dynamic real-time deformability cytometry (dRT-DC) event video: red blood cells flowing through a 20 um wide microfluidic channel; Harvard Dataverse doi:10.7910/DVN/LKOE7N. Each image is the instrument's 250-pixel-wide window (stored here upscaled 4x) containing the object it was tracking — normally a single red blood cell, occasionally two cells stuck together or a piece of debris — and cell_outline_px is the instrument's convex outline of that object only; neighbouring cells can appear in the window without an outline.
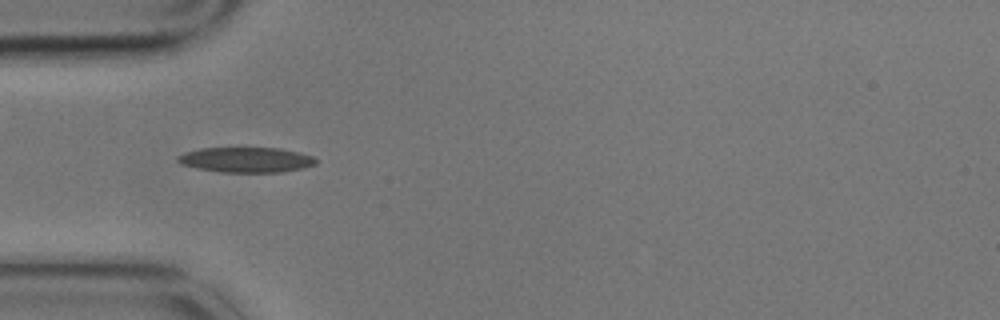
{"species": "common noctule bat (a hibernating species)", "species_latin": "Nyctalus noctula", "temperature_condition": "cold", "stored_images_in_passage": 6, "camera_frame_rate_fps": 3000, "um_per_image_px": 0.085, "animal": {"sex": "male", "body_mass_g": 17.9}, "frame": {"image": 1, "passage_image": 5, "time_ms": 1.333, "image_size_px": [1000, 320], "cell_outline_px": [[316, 164], [304, 168], [284, 172], [220, 172], [196, 168], [180, 164], [176, 160], [176, 156], [184, 152], [200, 148], [280, 148], [300, 152], [312, 156], [316, 160]], "centroid_in_image_um": [20.9, 13.58], "position_along_channel_um": 64.1, "area_um2": 20.46}}